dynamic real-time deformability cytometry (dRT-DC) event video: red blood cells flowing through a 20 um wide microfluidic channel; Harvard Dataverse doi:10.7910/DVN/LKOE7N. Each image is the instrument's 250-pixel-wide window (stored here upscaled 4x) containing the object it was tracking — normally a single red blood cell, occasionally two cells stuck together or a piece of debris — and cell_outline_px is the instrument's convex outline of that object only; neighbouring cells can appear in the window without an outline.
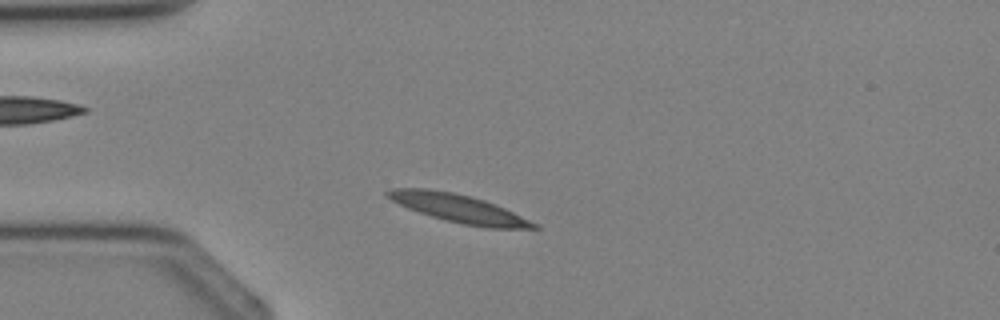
{"species": "Egyptian fruit bat (a non-hibernating species)", "species_latin": "Rousettus aegyptiacus", "temperature_condition": "cold", "stored_images_in_passage": 1, "camera_frame_rate_fps": 3000, "um_per_image_px": 0.085, "animal": {"sex": "female"}, "frame": {"image": 1, "passage_image": 1, "time_ms": 0.0, "image_size_px": [1000, 320], "cell_outline_px": [[540, 228], [488, 228], [464, 224], [444, 220], [408, 208], [384, 196], [384, 192], [392, 188], [428, 188], [452, 192], [484, 200], [504, 208], [540, 224]], "centroid_in_image_um": [38.99, 17.71], "position_along_channel_um": 46.0, "area_um2": 23.81}}